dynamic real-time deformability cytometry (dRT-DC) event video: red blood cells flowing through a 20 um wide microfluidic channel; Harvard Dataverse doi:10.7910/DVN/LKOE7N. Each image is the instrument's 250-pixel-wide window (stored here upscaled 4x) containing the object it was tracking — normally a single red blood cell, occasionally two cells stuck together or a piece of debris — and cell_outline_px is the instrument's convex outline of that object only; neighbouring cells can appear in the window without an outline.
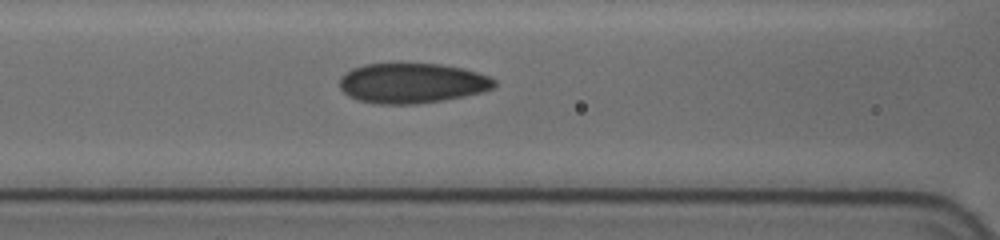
{"species": "human", "species_latin": "Homo sapiens", "temperature_condition": "cold", "stored_images_in_passage": 43, "camera_frame_rate_fps": 3000, "um_per_image_px": 0.085, "donor": {"sex": "female"}, "frame": {"image": 1, "passage_image": 17, "time_ms": 7.0, "image_size_px": [1000, 240], "cell_outline_px": [[496, 84], [492, 88], [480, 92], [464, 96], [444, 100], [416, 104], [376, 104], [360, 100], [348, 96], [340, 88], [340, 76], [352, 68], [364, 64], [440, 64], [464, 68], [488, 76], [496, 80]], "centroid_in_image_um": [35.01, 7.07], "position_along_channel_um": 131.6, "area_um2": 36.07}}
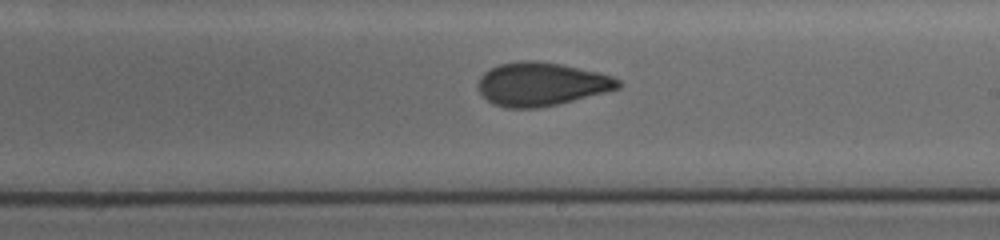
{"frame": {"image": 2, "passage_image": 27, "time_ms": 10.0, "image_size_px": [1000, 240], "cell_outline_px": [[620, 88], [556, 104], [536, 108], [508, 108], [492, 104], [476, 88], [476, 84], [480, 76], [484, 72], [500, 64], [520, 60], [536, 60], [560, 64], [600, 72], [612, 76], [620, 80]], "centroid_in_image_um": [45.98, 7.14], "position_along_channel_um": 243.0, "area_um2": 35.37}}
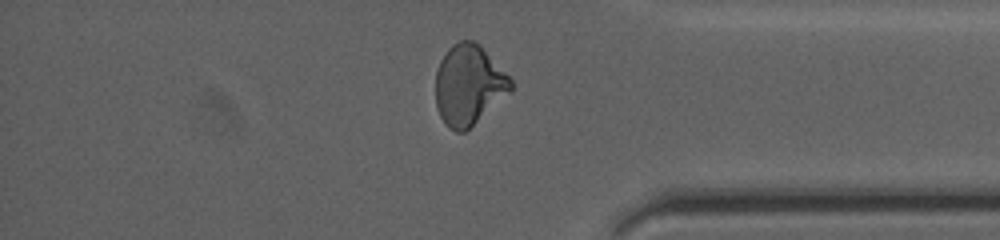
{"frame": {"image": 3, "passage_image": 40, "time_ms": 14.333, "image_size_px": [1000, 240], "cell_outline_px": [[512, 92], [464, 132], [456, 132], [448, 128], [444, 124], [436, 108], [436, 72], [440, 60], [448, 48], [452, 44], [460, 40], [472, 40], [480, 44], [512, 80]], "centroid_in_image_um": [39.83, 7.23], "position_along_channel_um": 395.4, "area_um2": 35.32}}